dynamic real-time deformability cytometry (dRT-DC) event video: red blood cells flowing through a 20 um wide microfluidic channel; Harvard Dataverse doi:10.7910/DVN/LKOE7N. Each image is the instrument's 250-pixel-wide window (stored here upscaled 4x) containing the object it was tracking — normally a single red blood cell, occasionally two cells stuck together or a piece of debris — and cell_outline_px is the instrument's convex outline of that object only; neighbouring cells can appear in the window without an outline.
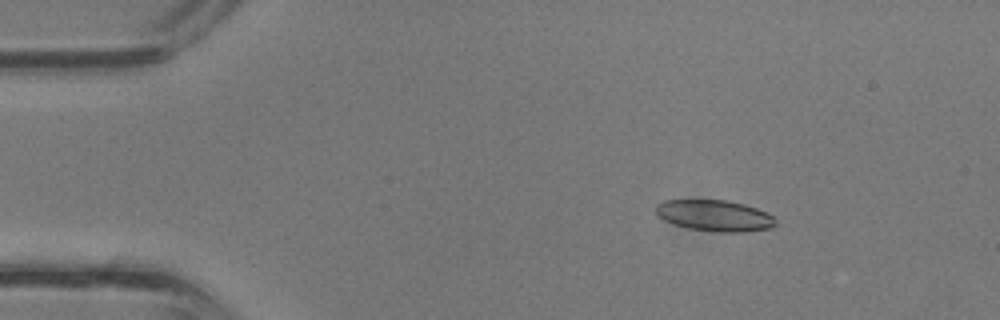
{"species": "common noctule bat (a hibernating species)", "species_latin": "Nyctalus noctula", "temperature_condition": "room temperature", "stored_images_in_passage": 12, "camera_frame_rate_fps": 3000, "um_per_image_px": 0.085, "animal": {"sex": "male", "body_mass_g": 13.3}, "frame": {"image": 1, "passage_image": 6, "time_ms": 1.667, "image_size_px": [1000, 320], "cell_outline_px": [[776, 224], [772, 228], [744, 232], [720, 232], [688, 228], [664, 220], [656, 216], [656, 204], [664, 200], [728, 200], [744, 204], [756, 208], [772, 216], [776, 220]], "centroid_in_image_um": [60.74, 18.32], "position_along_channel_um": 24.3, "area_um2": 21.73}}